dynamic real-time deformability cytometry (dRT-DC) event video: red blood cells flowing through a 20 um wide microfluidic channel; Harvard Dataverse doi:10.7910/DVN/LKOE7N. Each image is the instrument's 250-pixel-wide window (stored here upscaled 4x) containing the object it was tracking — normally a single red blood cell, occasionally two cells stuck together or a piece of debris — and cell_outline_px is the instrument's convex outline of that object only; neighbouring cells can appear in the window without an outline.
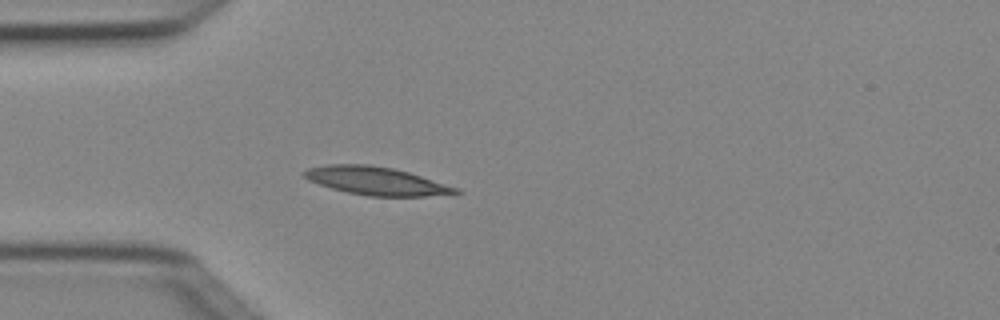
{"species": "Egyptian fruit bat (a non-hibernating species)", "species_latin": "Rousettus aegyptiacus", "temperature_condition": "cold", "stored_images_in_passage": 1, "camera_frame_rate_fps": 3000, "um_per_image_px": 0.085, "animal": {"sex": "female"}, "frame": {"image": 1, "passage_image": 1, "time_ms": 0.0, "image_size_px": [1000, 320], "cell_outline_px": [[464, 192], [452, 196], [368, 196], [348, 192], [332, 188], [308, 180], [304, 176], [304, 172], [308, 168], [328, 164], [368, 164], [392, 168], [408, 172], [460, 188]], "centroid_in_image_um": [32.09, 15.39], "position_along_channel_um": 52.9, "area_um2": 24.97}}